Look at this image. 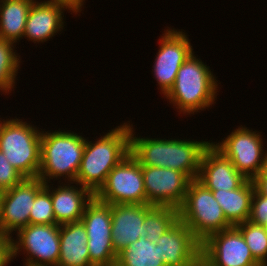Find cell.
I'll return each instance as SVG.
<instances>
[{
  "label": "cell",
  "instance_id": "cell-1",
  "mask_svg": "<svg viewBox=\"0 0 267 266\" xmlns=\"http://www.w3.org/2000/svg\"><path fill=\"white\" fill-rule=\"evenodd\" d=\"M209 141L136 137L130 125V153L141 166L171 168L197 179L203 151Z\"/></svg>",
  "mask_w": 267,
  "mask_h": 266
},
{
  "label": "cell",
  "instance_id": "cell-2",
  "mask_svg": "<svg viewBox=\"0 0 267 266\" xmlns=\"http://www.w3.org/2000/svg\"><path fill=\"white\" fill-rule=\"evenodd\" d=\"M96 140L92 143L86 139L75 182L93 194L105 183L109 172L130 153V121Z\"/></svg>",
  "mask_w": 267,
  "mask_h": 266
},
{
  "label": "cell",
  "instance_id": "cell-3",
  "mask_svg": "<svg viewBox=\"0 0 267 266\" xmlns=\"http://www.w3.org/2000/svg\"><path fill=\"white\" fill-rule=\"evenodd\" d=\"M218 88L216 76L193 51L178 70L173 87L164 97L180 114L194 115L216 104Z\"/></svg>",
  "mask_w": 267,
  "mask_h": 266
},
{
  "label": "cell",
  "instance_id": "cell-4",
  "mask_svg": "<svg viewBox=\"0 0 267 266\" xmlns=\"http://www.w3.org/2000/svg\"><path fill=\"white\" fill-rule=\"evenodd\" d=\"M41 132V163L38 178L45 184L50 180L64 178L65 182H76L86 138L75 132ZM64 176V177H63ZM59 178V179H58Z\"/></svg>",
  "mask_w": 267,
  "mask_h": 266
},
{
  "label": "cell",
  "instance_id": "cell-5",
  "mask_svg": "<svg viewBox=\"0 0 267 266\" xmlns=\"http://www.w3.org/2000/svg\"><path fill=\"white\" fill-rule=\"evenodd\" d=\"M39 127L13 118L0 120V150L25 178L38 177L41 163Z\"/></svg>",
  "mask_w": 267,
  "mask_h": 266
},
{
  "label": "cell",
  "instance_id": "cell-6",
  "mask_svg": "<svg viewBox=\"0 0 267 266\" xmlns=\"http://www.w3.org/2000/svg\"><path fill=\"white\" fill-rule=\"evenodd\" d=\"M179 219L202 243L208 236L232 227L211 190L197 179L190 181Z\"/></svg>",
  "mask_w": 267,
  "mask_h": 266
},
{
  "label": "cell",
  "instance_id": "cell-7",
  "mask_svg": "<svg viewBox=\"0 0 267 266\" xmlns=\"http://www.w3.org/2000/svg\"><path fill=\"white\" fill-rule=\"evenodd\" d=\"M241 125L221 142H211L236 170L246 179L253 180L264 170L267 151L263 149L261 132Z\"/></svg>",
  "mask_w": 267,
  "mask_h": 266
},
{
  "label": "cell",
  "instance_id": "cell-8",
  "mask_svg": "<svg viewBox=\"0 0 267 266\" xmlns=\"http://www.w3.org/2000/svg\"><path fill=\"white\" fill-rule=\"evenodd\" d=\"M94 197L110 205L146 204L141 165L131 153L109 172Z\"/></svg>",
  "mask_w": 267,
  "mask_h": 266
},
{
  "label": "cell",
  "instance_id": "cell-9",
  "mask_svg": "<svg viewBox=\"0 0 267 266\" xmlns=\"http://www.w3.org/2000/svg\"><path fill=\"white\" fill-rule=\"evenodd\" d=\"M60 225L28 224L12 240V257L24 252V266H57L60 255ZM18 240V241H17ZM23 250V251H22Z\"/></svg>",
  "mask_w": 267,
  "mask_h": 266
},
{
  "label": "cell",
  "instance_id": "cell-10",
  "mask_svg": "<svg viewBox=\"0 0 267 266\" xmlns=\"http://www.w3.org/2000/svg\"><path fill=\"white\" fill-rule=\"evenodd\" d=\"M81 222L84 224L92 266H115L117 253L112 246L111 205L95 197L86 205Z\"/></svg>",
  "mask_w": 267,
  "mask_h": 266
},
{
  "label": "cell",
  "instance_id": "cell-11",
  "mask_svg": "<svg viewBox=\"0 0 267 266\" xmlns=\"http://www.w3.org/2000/svg\"><path fill=\"white\" fill-rule=\"evenodd\" d=\"M203 266H261L236 226L208 236L201 243Z\"/></svg>",
  "mask_w": 267,
  "mask_h": 266
},
{
  "label": "cell",
  "instance_id": "cell-12",
  "mask_svg": "<svg viewBox=\"0 0 267 266\" xmlns=\"http://www.w3.org/2000/svg\"><path fill=\"white\" fill-rule=\"evenodd\" d=\"M153 65L154 77L164 96L173 87L177 72L193 52L187 33L175 28L164 30Z\"/></svg>",
  "mask_w": 267,
  "mask_h": 266
},
{
  "label": "cell",
  "instance_id": "cell-13",
  "mask_svg": "<svg viewBox=\"0 0 267 266\" xmlns=\"http://www.w3.org/2000/svg\"><path fill=\"white\" fill-rule=\"evenodd\" d=\"M146 204L178 209L184 202L191 179L171 168L141 166Z\"/></svg>",
  "mask_w": 267,
  "mask_h": 266
},
{
  "label": "cell",
  "instance_id": "cell-14",
  "mask_svg": "<svg viewBox=\"0 0 267 266\" xmlns=\"http://www.w3.org/2000/svg\"><path fill=\"white\" fill-rule=\"evenodd\" d=\"M45 183L35 178H24L19 184L4 192L0 218V234L13 237L29 224V216L36 195L44 188Z\"/></svg>",
  "mask_w": 267,
  "mask_h": 266
},
{
  "label": "cell",
  "instance_id": "cell-15",
  "mask_svg": "<svg viewBox=\"0 0 267 266\" xmlns=\"http://www.w3.org/2000/svg\"><path fill=\"white\" fill-rule=\"evenodd\" d=\"M156 243L165 266L201 264V242L180 219Z\"/></svg>",
  "mask_w": 267,
  "mask_h": 266
},
{
  "label": "cell",
  "instance_id": "cell-16",
  "mask_svg": "<svg viewBox=\"0 0 267 266\" xmlns=\"http://www.w3.org/2000/svg\"><path fill=\"white\" fill-rule=\"evenodd\" d=\"M153 207L150 204H113L111 205L112 246L118 254L138 238L146 237L144 219Z\"/></svg>",
  "mask_w": 267,
  "mask_h": 266
},
{
  "label": "cell",
  "instance_id": "cell-17",
  "mask_svg": "<svg viewBox=\"0 0 267 266\" xmlns=\"http://www.w3.org/2000/svg\"><path fill=\"white\" fill-rule=\"evenodd\" d=\"M64 10L75 13L63 2L34 0L28 13L23 38L26 37L35 44L44 43L54 37L63 30Z\"/></svg>",
  "mask_w": 267,
  "mask_h": 266
},
{
  "label": "cell",
  "instance_id": "cell-18",
  "mask_svg": "<svg viewBox=\"0 0 267 266\" xmlns=\"http://www.w3.org/2000/svg\"><path fill=\"white\" fill-rule=\"evenodd\" d=\"M197 180L209 190H233L247 179L212 143L203 151Z\"/></svg>",
  "mask_w": 267,
  "mask_h": 266
},
{
  "label": "cell",
  "instance_id": "cell-19",
  "mask_svg": "<svg viewBox=\"0 0 267 266\" xmlns=\"http://www.w3.org/2000/svg\"><path fill=\"white\" fill-rule=\"evenodd\" d=\"M68 183V184H67ZM74 182L51 186L52 208L58 225L79 222L86 205L94 198V194L86 187Z\"/></svg>",
  "mask_w": 267,
  "mask_h": 266
},
{
  "label": "cell",
  "instance_id": "cell-20",
  "mask_svg": "<svg viewBox=\"0 0 267 266\" xmlns=\"http://www.w3.org/2000/svg\"><path fill=\"white\" fill-rule=\"evenodd\" d=\"M59 236L60 255L57 266H92L87 233L81 221L60 225Z\"/></svg>",
  "mask_w": 267,
  "mask_h": 266
},
{
  "label": "cell",
  "instance_id": "cell-21",
  "mask_svg": "<svg viewBox=\"0 0 267 266\" xmlns=\"http://www.w3.org/2000/svg\"><path fill=\"white\" fill-rule=\"evenodd\" d=\"M221 206L226 220L236 226L249 219L251 202L255 191L253 180L247 179L239 188L233 190H211Z\"/></svg>",
  "mask_w": 267,
  "mask_h": 266
},
{
  "label": "cell",
  "instance_id": "cell-22",
  "mask_svg": "<svg viewBox=\"0 0 267 266\" xmlns=\"http://www.w3.org/2000/svg\"><path fill=\"white\" fill-rule=\"evenodd\" d=\"M34 0L0 2V38L14 44L23 39L29 10ZM18 41V42H17Z\"/></svg>",
  "mask_w": 267,
  "mask_h": 266
},
{
  "label": "cell",
  "instance_id": "cell-23",
  "mask_svg": "<svg viewBox=\"0 0 267 266\" xmlns=\"http://www.w3.org/2000/svg\"><path fill=\"white\" fill-rule=\"evenodd\" d=\"M115 266H165V264L160 257L159 244L140 236L118 253Z\"/></svg>",
  "mask_w": 267,
  "mask_h": 266
},
{
  "label": "cell",
  "instance_id": "cell-24",
  "mask_svg": "<svg viewBox=\"0 0 267 266\" xmlns=\"http://www.w3.org/2000/svg\"><path fill=\"white\" fill-rule=\"evenodd\" d=\"M179 220L178 209L168 206H153L144 219L146 239L156 243V240L168 231Z\"/></svg>",
  "mask_w": 267,
  "mask_h": 266
},
{
  "label": "cell",
  "instance_id": "cell-25",
  "mask_svg": "<svg viewBox=\"0 0 267 266\" xmlns=\"http://www.w3.org/2000/svg\"><path fill=\"white\" fill-rule=\"evenodd\" d=\"M17 54L14 43L0 38V92L11 93L15 88L21 63Z\"/></svg>",
  "mask_w": 267,
  "mask_h": 266
},
{
  "label": "cell",
  "instance_id": "cell-26",
  "mask_svg": "<svg viewBox=\"0 0 267 266\" xmlns=\"http://www.w3.org/2000/svg\"><path fill=\"white\" fill-rule=\"evenodd\" d=\"M236 227L244 237L254 259L261 266H267V234L264 226L247 220Z\"/></svg>",
  "mask_w": 267,
  "mask_h": 266
},
{
  "label": "cell",
  "instance_id": "cell-27",
  "mask_svg": "<svg viewBox=\"0 0 267 266\" xmlns=\"http://www.w3.org/2000/svg\"><path fill=\"white\" fill-rule=\"evenodd\" d=\"M51 184H45L44 188L36 195L29 216V224H57L52 208Z\"/></svg>",
  "mask_w": 267,
  "mask_h": 266
},
{
  "label": "cell",
  "instance_id": "cell-28",
  "mask_svg": "<svg viewBox=\"0 0 267 266\" xmlns=\"http://www.w3.org/2000/svg\"><path fill=\"white\" fill-rule=\"evenodd\" d=\"M25 177L14 168L0 150V188L4 191L19 184Z\"/></svg>",
  "mask_w": 267,
  "mask_h": 266
},
{
  "label": "cell",
  "instance_id": "cell-29",
  "mask_svg": "<svg viewBox=\"0 0 267 266\" xmlns=\"http://www.w3.org/2000/svg\"><path fill=\"white\" fill-rule=\"evenodd\" d=\"M248 220L255 224H267V196L261 194L256 188L252 197Z\"/></svg>",
  "mask_w": 267,
  "mask_h": 266
},
{
  "label": "cell",
  "instance_id": "cell-30",
  "mask_svg": "<svg viewBox=\"0 0 267 266\" xmlns=\"http://www.w3.org/2000/svg\"><path fill=\"white\" fill-rule=\"evenodd\" d=\"M12 259L11 237L0 234V266H7Z\"/></svg>",
  "mask_w": 267,
  "mask_h": 266
},
{
  "label": "cell",
  "instance_id": "cell-31",
  "mask_svg": "<svg viewBox=\"0 0 267 266\" xmlns=\"http://www.w3.org/2000/svg\"><path fill=\"white\" fill-rule=\"evenodd\" d=\"M253 182L255 184V188L263 195L267 196V172L263 170L260 174H258Z\"/></svg>",
  "mask_w": 267,
  "mask_h": 266
},
{
  "label": "cell",
  "instance_id": "cell-32",
  "mask_svg": "<svg viewBox=\"0 0 267 266\" xmlns=\"http://www.w3.org/2000/svg\"><path fill=\"white\" fill-rule=\"evenodd\" d=\"M66 3L74 12L78 14L82 11V6L85 0H48Z\"/></svg>",
  "mask_w": 267,
  "mask_h": 266
},
{
  "label": "cell",
  "instance_id": "cell-33",
  "mask_svg": "<svg viewBox=\"0 0 267 266\" xmlns=\"http://www.w3.org/2000/svg\"><path fill=\"white\" fill-rule=\"evenodd\" d=\"M4 192L5 191L0 188V218H1V210H2Z\"/></svg>",
  "mask_w": 267,
  "mask_h": 266
},
{
  "label": "cell",
  "instance_id": "cell-34",
  "mask_svg": "<svg viewBox=\"0 0 267 266\" xmlns=\"http://www.w3.org/2000/svg\"><path fill=\"white\" fill-rule=\"evenodd\" d=\"M264 170L267 172V155H266Z\"/></svg>",
  "mask_w": 267,
  "mask_h": 266
},
{
  "label": "cell",
  "instance_id": "cell-35",
  "mask_svg": "<svg viewBox=\"0 0 267 266\" xmlns=\"http://www.w3.org/2000/svg\"><path fill=\"white\" fill-rule=\"evenodd\" d=\"M263 226H264L265 233L267 234V224H265Z\"/></svg>",
  "mask_w": 267,
  "mask_h": 266
}]
</instances>
